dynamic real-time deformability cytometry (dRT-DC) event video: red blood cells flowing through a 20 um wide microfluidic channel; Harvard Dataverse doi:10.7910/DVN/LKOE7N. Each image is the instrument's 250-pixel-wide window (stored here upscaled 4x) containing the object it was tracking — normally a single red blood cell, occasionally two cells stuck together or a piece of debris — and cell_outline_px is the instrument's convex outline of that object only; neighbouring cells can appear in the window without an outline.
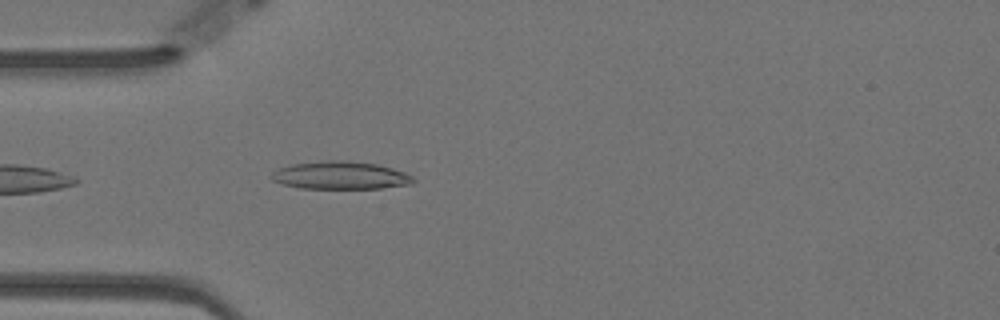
{"species": "Egyptian fruit bat (a non-hibernating species)", "species_latin": "Rousettus aegyptiacus", "temperature_condition": "warm", "stored_images_in_passage": 26, "camera_frame_rate_fps": 3000, "um_per_image_px": 0.085, "animal": {"sex": "female"}, "frame": {"image": 1, "passage_image": 3, "time_ms": 0.667, "image_size_px": [1000, 320], "cell_outline_px": [[416, 180], [412, 184], [380, 188], [300, 188], [284, 184], [272, 180], [268, 176], [272, 172], [280, 168], [292, 164], [328, 160], [344, 160], [376, 164], [392, 168], [404, 172], [412, 176]], "centroid_in_image_um": [28.93, 14.9], "position_along_channel_um": 56.1, "area_um2": 22.89}}
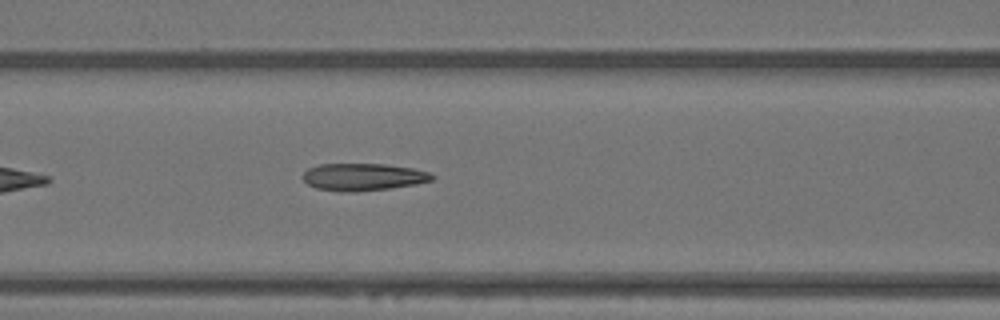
{"frame": {"image": 2, "passage_image": 10, "time_ms": 3.0, "image_size_px": [1000, 320], "cell_outline_px": [[436, 176], [432, 180], [416, 184], [388, 188], [356, 192], [340, 192], [316, 188], [308, 184], [300, 176], [308, 168], [320, 164], [384, 164], [412, 168], [428, 172]], "centroid_in_image_um": [30.83, 15.04], "position_along_channel_um": 135.8, "area_um2": 20.58}}
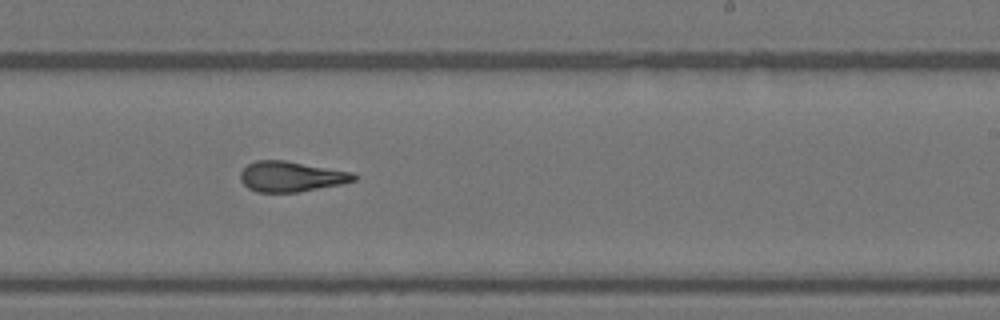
{"frame": {"image": 3, "passage_image": 21, "time_ms": 6.667, "image_size_px": [1000, 320], "cell_outline_px": [[356, 180], [340, 184], [296, 192], [256, 192], [248, 188], [240, 180], [240, 172], [248, 164], [256, 160], [284, 160], [352, 172], [356, 176]], "centroid_in_image_um": [24.7, 15.0], "position_along_channel_um": 264.3, "area_um2": 19.88}}